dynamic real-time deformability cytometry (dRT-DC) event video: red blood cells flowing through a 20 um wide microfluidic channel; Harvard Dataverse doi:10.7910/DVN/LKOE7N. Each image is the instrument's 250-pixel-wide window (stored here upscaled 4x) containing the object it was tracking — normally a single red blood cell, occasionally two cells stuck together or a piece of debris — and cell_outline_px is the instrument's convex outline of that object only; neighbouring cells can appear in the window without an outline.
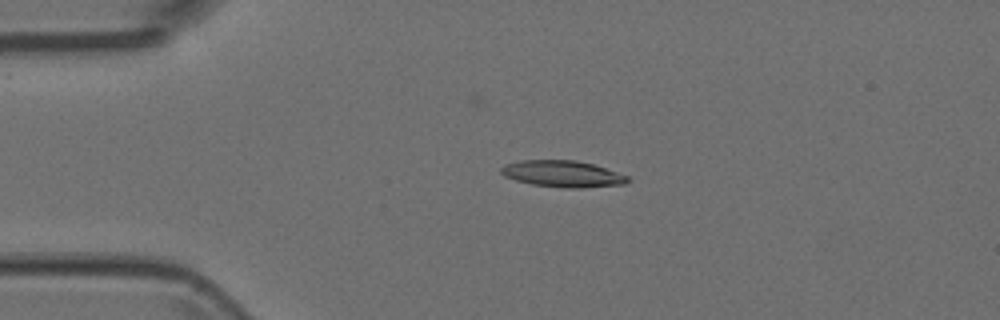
{"species": "Egyptian fruit bat (a non-hibernating species)", "species_latin": "Rousettus aegyptiacus", "temperature_condition": "room temperature", "stored_images_in_passage": 4, "camera_frame_rate_fps": 3000, "um_per_image_px": 0.085, "animal": {"sex": "female"}, "frame": {"image": 1, "passage_image": 2, "time_ms": 0.333, "image_size_px": [1000, 320], "cell_outline_px": [[628, 180], [624, 184], [580, 188], [568, 188], [532, 184], [516, 180], [504, 176], [500, 172], [500, 168], [504, 164], [520, 160], [576, 160], [592, 164], [628, 176]], "centroid_in_image_um": [47.77, 14.77], "position_along_channel_um": 37.2, "area_um2": 19.36}}
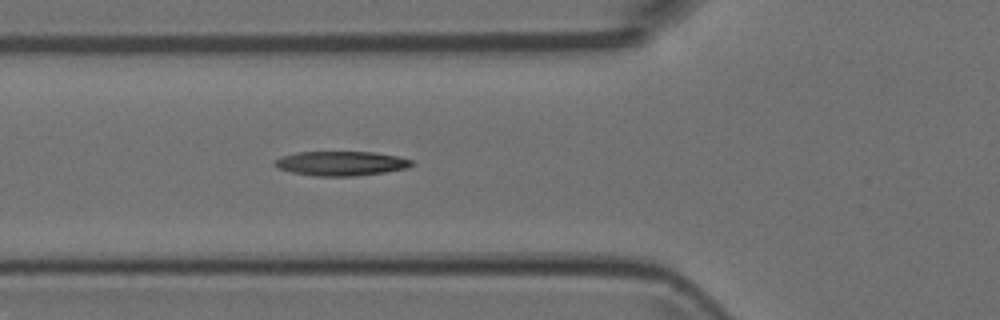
{"frame": {"image": 2, "passage_image": 4, "time_ms": 1.0, "image_size_px": [1000, 320], "cell_outline_px": [[412, 164], [408, 168], [384, 172], [356, 176], [312, 176], [292, 172], [276, 168], [272, 164], [276, 160], [284, 156], [296, 152], [372, 152], [396, 156], [412, 160]], "centroid_in_image_um": [28.95, 13.9], "position_along_channel_um": 96.8, "area_um2": 19.42}}